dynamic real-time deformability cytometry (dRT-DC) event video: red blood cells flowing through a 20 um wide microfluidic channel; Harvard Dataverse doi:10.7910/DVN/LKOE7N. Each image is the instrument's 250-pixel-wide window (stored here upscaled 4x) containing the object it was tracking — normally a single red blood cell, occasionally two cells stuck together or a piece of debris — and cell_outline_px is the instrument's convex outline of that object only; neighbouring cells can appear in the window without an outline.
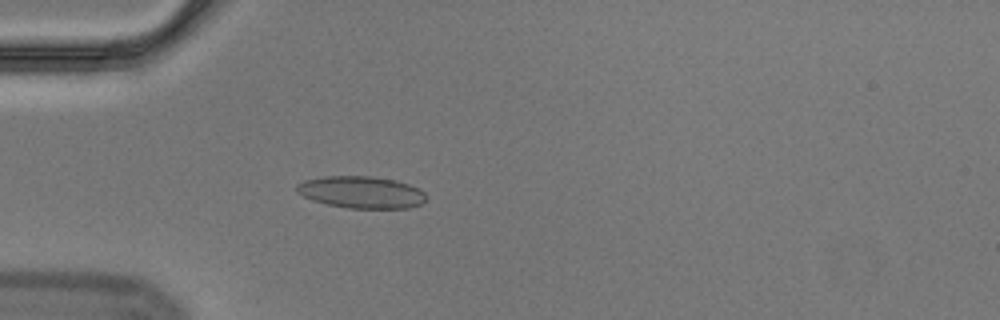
{"species": "Egyptian fruit bat (a non-hibernating species)", "species_latin": "Rousettus aegyptiacus", "temperature_condition": "cold", "stored_images_in_passage": 56, "camera_frame_rate_fps": 3000, "um_per_image_px": 0.085, "animal": {"sex": "male"}, "frame": {"image": 1, "passage_image": 17, "time_ms": 5.333, "image_size_px": [1000, 320], "cell_outline_px": [[428, 196], [420, 204], [408, 208], [348, 208], [328, 204], [312, 200], [296, 192], [296, 184], [304, 180], [324, 176], [372, 176], [396, 180], [420, 188]], "centroid_in_image_um": [30.71, 16.33], "position_along_channel_um": 54.3, "area_um2": 24.22}}
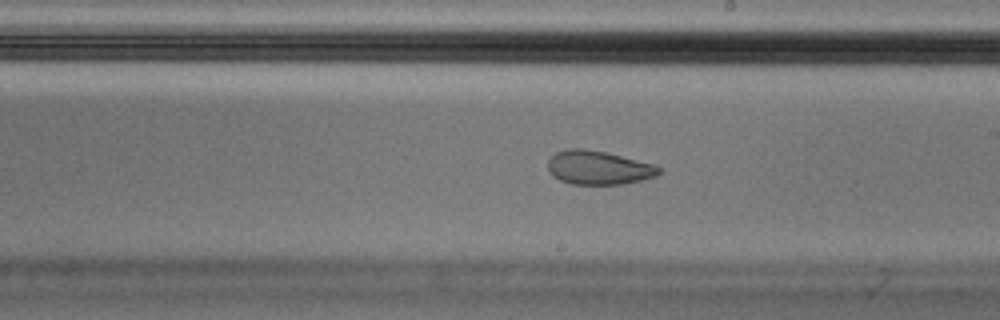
{"frame": {"image": 2, "passage_image": 33, "time_ms": 10.667, "image_size_px": [1000, 320], "cell_outline_px": [[660, 172], [656, 176], [640, 180], [620, 184], [572, 184], [560, 180], [548, 168], [548, 160], [556, 152], [568, 148], [584, 148], [604, 152], [656, 164], [660, 168]], "centroid_in_image_um": [50.89, 14.24], "position_along_channel_um": 238.1, "area_um2": 21.62}}
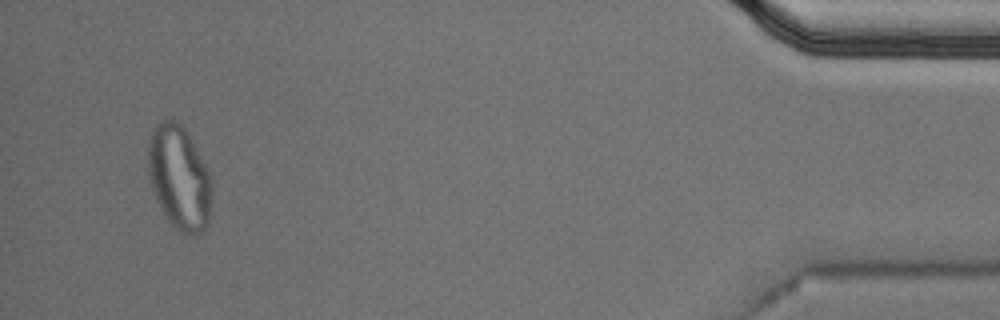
{"frame": {"image": 3, "passage_image": 54, "time_ms": 17.667, "image_size_px": [1000, 320], "cell_outline_px": [[212, 196], [208, 224], [204, 232], [196, 236], [192, 236], [180, 232], [168, 220], [152, 188], [148, 172], [148, 144], [152, 132], [156, 124], [160, 120], [172, 120], [180, 124], [188, 132], [212, 176]], "centroid_in_image_um": [15.28, 15.12], "position_along_channel_um": 419.9, "area_um2": 38.9}, "authors_computed_cell_mechanics": {"area_um2": 23.0911, "velocity_mm_per_s": 3.5952, "shape_relaxation_time_tau1_ms": null, "shape_relaxation_time_tau2_ms": 1.7113, "deformation_change_tau1": null, "deformation_change_tau2": 0.0679}}